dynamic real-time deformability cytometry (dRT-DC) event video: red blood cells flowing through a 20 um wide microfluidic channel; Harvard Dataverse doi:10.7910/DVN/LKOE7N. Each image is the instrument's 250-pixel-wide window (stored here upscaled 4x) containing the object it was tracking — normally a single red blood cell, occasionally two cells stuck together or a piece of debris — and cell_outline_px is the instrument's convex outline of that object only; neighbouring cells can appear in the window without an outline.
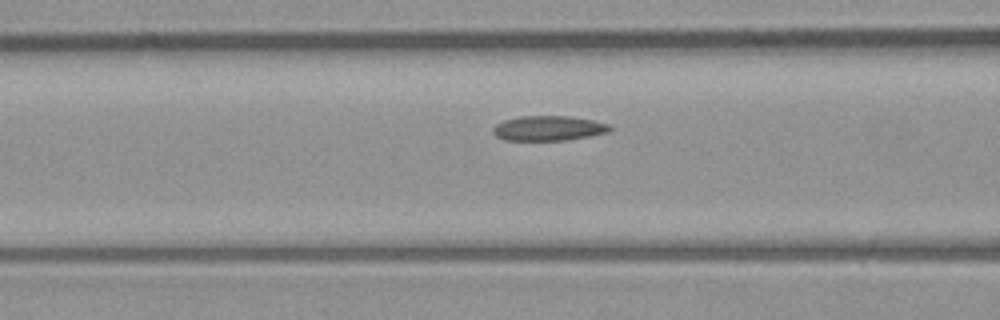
{"species": "common noctule bat (a hibernating species)", "species_latin": "Nyctalus noctula", "temperature_condition": "room temperature", "stored_images_in_passage": 8, "camera_frame_rate_fps": 3000, "um_per_image_px": 0.085, "animal": {"sex": "male", "body_mass_g": 23.1, "forearm_length_mm": 52.7}, "frame": {"image": 1, "passage_image": 6, "time_ms": 1.667, "image_size_px": [1000, 320], "cell_outline_px": [[612, 128], [608, 132], [588, 136], [564, 140], [504, 140], [496, 136], [492, 132], [492, 128], [496, 124], [504, 120], [520, 116], [572, 116], [592, 120], [608, 124]], "centroid_in_image_um": [46.58, 10.89], "position_along_channel_um": 120.0, "area_um2": 16.88}}